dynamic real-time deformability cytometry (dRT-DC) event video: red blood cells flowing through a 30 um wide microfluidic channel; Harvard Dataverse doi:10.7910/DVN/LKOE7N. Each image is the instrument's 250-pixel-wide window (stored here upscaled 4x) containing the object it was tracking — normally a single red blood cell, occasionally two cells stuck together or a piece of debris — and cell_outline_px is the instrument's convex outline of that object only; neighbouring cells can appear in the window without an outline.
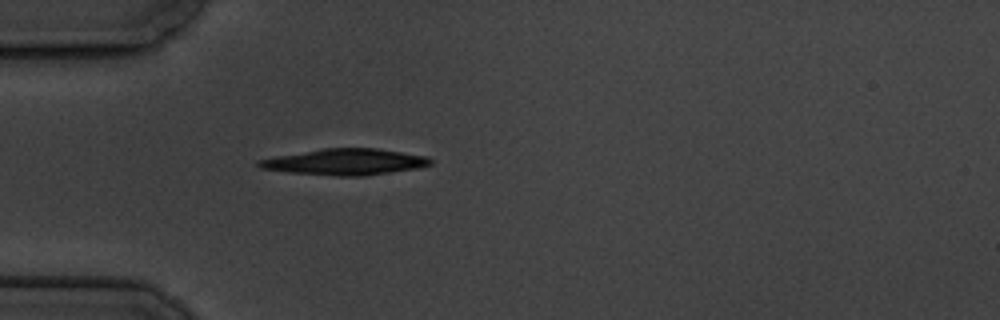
{"species": "common noctule bat (a hibernating species)", "species_latin": "Nyctalus noctula", "temperature_condition": "cold", "stored_images_in_passage": 4, "camera_frame_rate_fps": 3000, "um_per_image_px": 0.085, "animal": {"sex": "male", "body_mass_g": 19.5, "forearm_length_mm": 54.6}, "frame": {"image": 1, "passage_image": 4, "time_ms": 3.333, "image_size_px": [1000, 320], "cell_outline_px": [[432, 164], [416, 168], [364, 176], [336, 176], [288, 172], [260, 168], [256, 164], [256, 160], [276, 156], [324, 148], [376, 148], [428, 156], [432, 160]], "centroid_in_image_um": [29.32, 13.76], "position_along_channel_um": 55.7, "area_um2": 26.13}}